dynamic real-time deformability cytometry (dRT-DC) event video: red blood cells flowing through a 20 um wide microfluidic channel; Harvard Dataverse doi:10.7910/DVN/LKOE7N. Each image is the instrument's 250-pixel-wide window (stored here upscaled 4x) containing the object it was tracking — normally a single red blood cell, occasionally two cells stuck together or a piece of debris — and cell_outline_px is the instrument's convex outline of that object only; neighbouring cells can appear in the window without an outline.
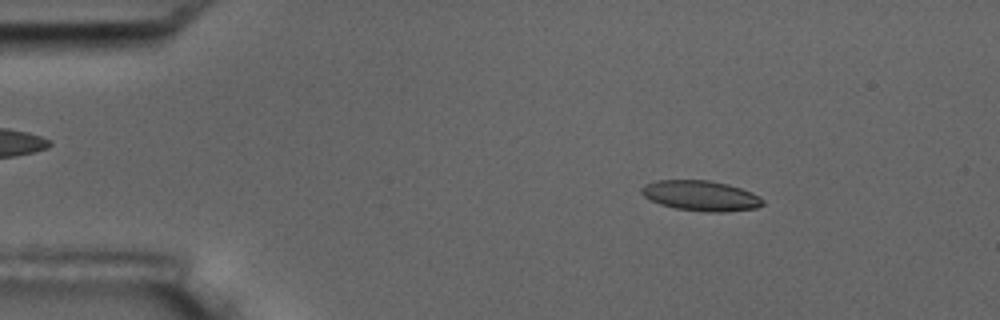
{"species": "common noctule bat (a hibernating species)", "species_latin": "Nyctalus noctula", "temperature_condition": "room temperature", "stored_images_in_passage": 4, "camera_frame_rate_fps": 3000, "um_per_image_px": 0.085, "animal": {"sex": "male", "body_mass_g": 17.5, "forearm_length_mm": 52.3}, "frame": {"image": 1, "passage_image": 2, "time_ms": 1.0, "image_size_px": [1000, 320], "cell_outline_px": [[764, 204], [756, 208], [720, 212], [708, 212], [676, 208], [660, 204], [644, 196], [640, 192], [640, 188], [644, 184], [656, 180], [712, 180], [728, 184], [752, 192], [760, 196], [764, 200]], "centroid_in_image_um": [59.57, 16.62], "position_along_channel_um": 25.4, "area_um2": 21.44}}